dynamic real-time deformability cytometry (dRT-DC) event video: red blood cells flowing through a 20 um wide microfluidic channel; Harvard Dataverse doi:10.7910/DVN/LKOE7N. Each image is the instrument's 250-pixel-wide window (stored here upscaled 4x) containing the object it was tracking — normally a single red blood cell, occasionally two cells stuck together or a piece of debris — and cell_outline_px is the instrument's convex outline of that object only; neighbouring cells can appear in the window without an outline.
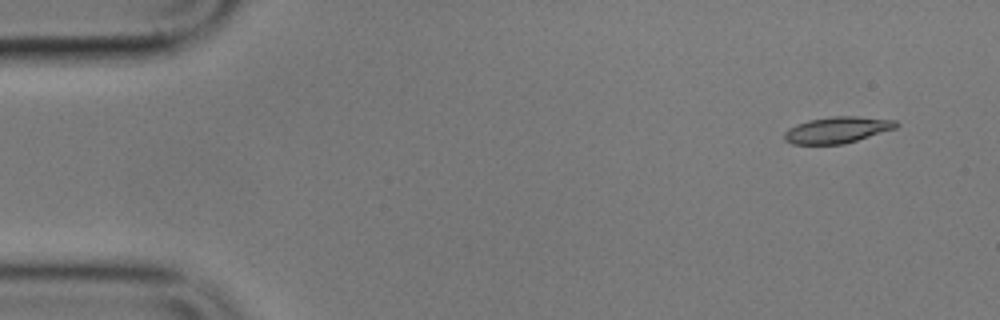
{"species": "common noctule bat (a hibernating species)", "species_latin": "Nyctalus noctula", "temperature_condition": "cold", "stored_images_in_passage": 14, "camera_frame_rate_fps": 3000, "um_per_image_px": 0.085, "animal": {"sex": "male", "body_mass_g": 17.9}, "frame": {"image": 1, "passage_image": 1, "time_ms": 0.0, "image_size_px": [1000, 320], "cell_outline_px": [[900, 124], [896, 128], [844, 144], [792, 144], [784, 140], [784, 132], [788, 128], [796, 124], [808, 120], [832, 116], [856, 116], [896, 120]], "centroid_in_image_um": [71.15, 11.04], "position_along_channel_um": 13.8, "area_um2": 17.22}}
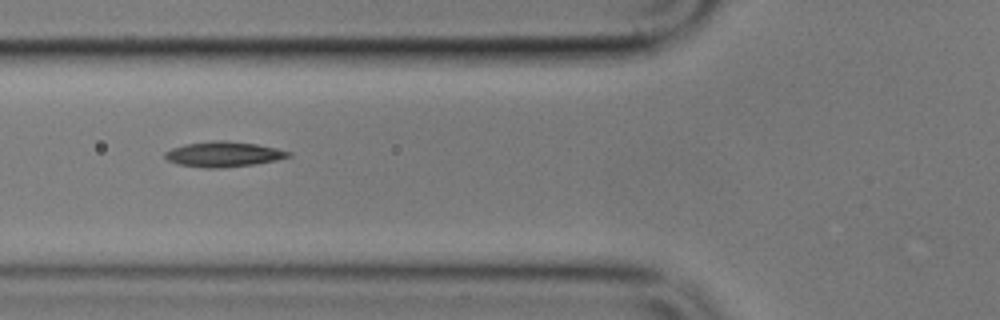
{"frame": {"image": 2, "passage_image": 5, "time_ms": 5.667, "image_size_px": [1000, 320], "cell_outline_px": [[292, 156], [276, 160], [256, 164], [224, 168], [204, 168], [176, 164], [168, 160], [164, 156], [164, 152], [172, 148], [188, 144], [212, 140], [224, 140], [256, 144], [276, 148], [292, 152]], "centroid_in_image_um": [19.01, 13.12], "position_along_channel_um": 106.8, "area_um2": 18.26}}
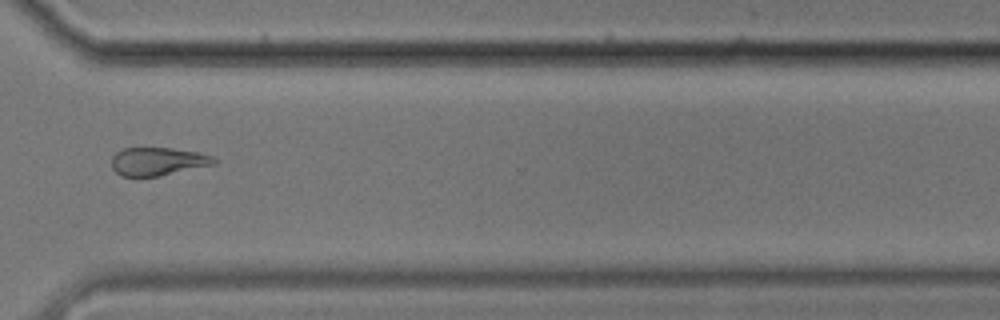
{"frame": {"image": 3, "passage_image": 11, "time_ms": 13.0, "image_size_px": [1000, 320], "cell_outline_px": [[216, 164], [160, 176], [120, 176], [112, 168], [112, 156], [116, 152], [124, 148], [172, 148], [200, 152], [212, 156], [216, 160]], "centroid_in_image_um": [13.42, 13.72], "position_along_channel_um": 357.2, "area_um2": 16.88}, "authors_computed_cell_mechanics": {"area_um2": 17.2533, "velocity_mm_per_s": 3.4191, "shape_relaxation_time_tau1_ms": 8.6755, "shape_relaxation_time_tau2_ms": 6.0052, "deformation_change_tau1": 0.1902, "deformation_change_tau2": 0.1309}}